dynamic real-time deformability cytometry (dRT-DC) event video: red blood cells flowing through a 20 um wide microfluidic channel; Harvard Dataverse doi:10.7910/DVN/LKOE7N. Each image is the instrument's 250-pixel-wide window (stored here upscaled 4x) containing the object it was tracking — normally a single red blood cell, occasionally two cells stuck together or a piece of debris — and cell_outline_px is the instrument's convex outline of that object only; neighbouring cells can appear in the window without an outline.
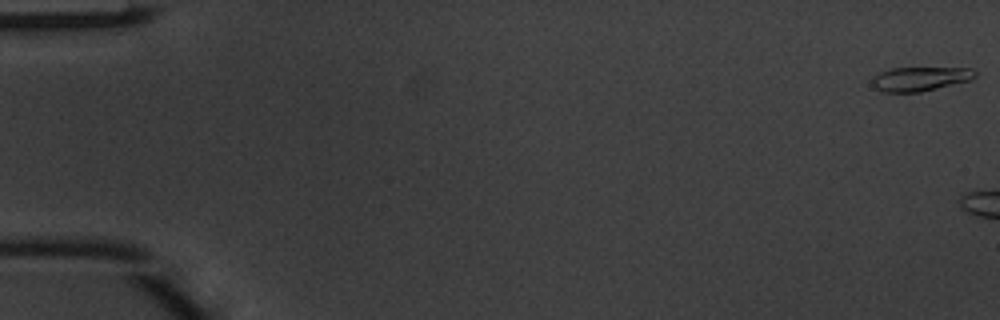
{"species": "common noctule bat (a hibernating species)", "species_latin": "Nyctalus noctula", "temperature_condition": "warm", "stored_images_in_passage": 8, "camera_frame_rate_fps": 3000, "um_per_image_px": 0.085, "animal": {"sex": "male", "body_mass_g": 20.1, "forearm_length_mm": 53.5}, "frame": {"image": 1, "passage_image": 1, "time_ms": 0.0, "image_size_px": [1000, 320], "cell_outline_px": [[976, 76], [972, 80], [920, 92], [880, 92], [872, 84], [872, 80], [880, 72], [892, 68], [972, 68], [976, 72]], "centroid_in_image_um": [78.24, 6.7], "position_along_channel_um": 6.8, "area_um2": 14.45}}